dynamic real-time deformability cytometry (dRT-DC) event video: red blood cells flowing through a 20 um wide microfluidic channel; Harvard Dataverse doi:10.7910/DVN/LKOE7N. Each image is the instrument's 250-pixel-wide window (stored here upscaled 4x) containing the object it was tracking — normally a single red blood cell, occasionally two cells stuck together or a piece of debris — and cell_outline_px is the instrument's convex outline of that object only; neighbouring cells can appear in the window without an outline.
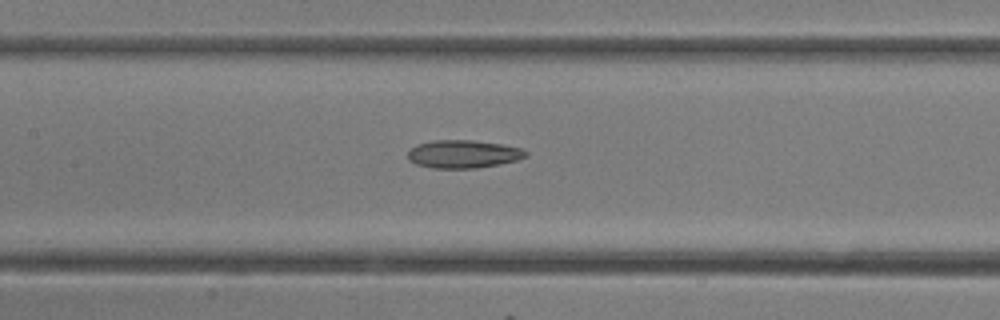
{"species": "common noctule bat (a hibernating species)", "species_latin": "Nyctalus noctula", "temperature_condition": "room temperature", "stored_images_in_passage": 15, "camera_frame_rate_fps": 3000, "um_per_image_px": 0.085, "animal": {"sex": "female"}, "frame": {"image": 1, "passage_image": 13, "time_ms": 4.0, "image_size_px": [1000, 320], "cell_outline_px": [[528, 156], [516, 160], [500, 164], [476, 168], [432, 168], [416, 164], [408, 160], [408, 152], [412, 148], [420, 144], [432, 140], [472, 140], [500, 144], [524, 148], [528, 152]], "centroid_in_image_um": [39.41, 13.1], "position_along_channel_um": 168.0, "area_um2": 19.25}}
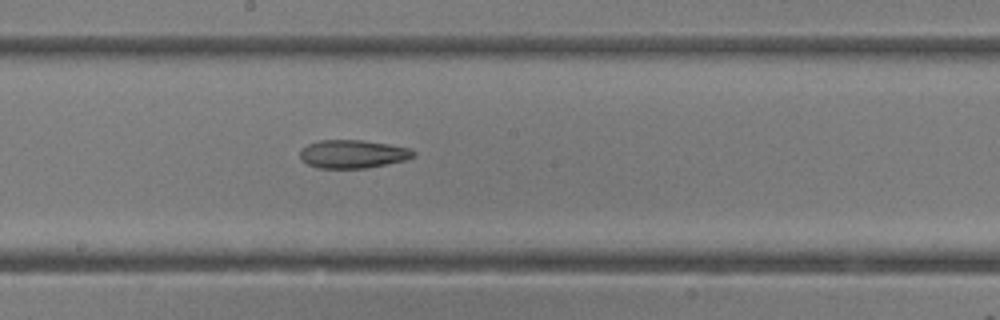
{"frame": {"image": 2, "passage_image": 15, "time_ms": 4.667, "image_size_px": [1000, 320], "cell_outline_px": [[416, 156], [404, 160], [364, 168], [316, 168], [300, 160], [300, 152], [308, 144], [320, 140], [360, 140], [388, 144], [408, 148], [416, 152]], "centroid_in_image_um": [29.97, 13.09], "position_along_channel_um": 218.2, "area_um2": 18.5}}